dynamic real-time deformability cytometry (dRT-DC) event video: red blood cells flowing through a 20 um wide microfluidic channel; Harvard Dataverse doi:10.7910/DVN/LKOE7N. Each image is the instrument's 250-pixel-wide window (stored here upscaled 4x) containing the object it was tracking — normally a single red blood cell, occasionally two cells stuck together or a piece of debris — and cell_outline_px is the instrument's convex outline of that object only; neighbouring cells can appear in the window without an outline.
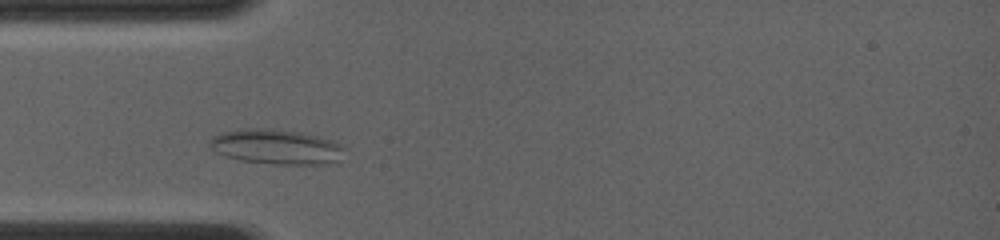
{"species": "common noctule bat (a hibernating species)", "species_latin": "Nyctalus noctula", "temperature_condition": "room temperature", "stored_images_in_passage": 43, "camera_frame_rate_fps": 4000, "um_per_image_px": 0.085, "animal": {"sex": "female", "body_mass_g": 19.0, "forearm_length_mm": 56.7}, "frame": {"image": 1, "passage_image": 7, "time_ms": 1.5, "image_size_px": [1000, 240], "cell_outline_px": [[348, 148], [340, 160], [320, 164], [272, 164], [240, 160], [224, 156], [208, 148], [208, 140], [212, 136], [224, 132], [244, 128], [264, 128], [300, 132], [332, 140]], "centroid_in_image_um": [23.47, 12.48], "position_along_channel_um": 61.5, "area_um2": 27.69}}
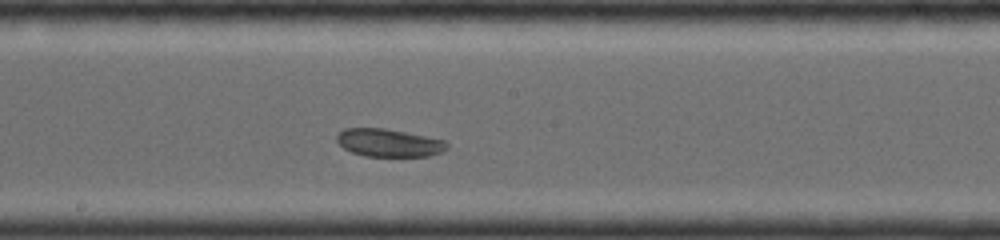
{"frame": {"image": 2, "passage_image": 22, "time_ms": 5.25, "image_size_px": [1000, 240], "cell_outline_px": [[448, 148], [440, 152], [428, 156], [364, 156], [352, 152], [344, 148], [336, 140], [336, 136], [344, 128], [384, 128], [444, 140], [448, 144]], "centroid_in_image_um": [33.03, 12.14], "position_along_channel_um": 215.2, "area_um2": 17.69}}
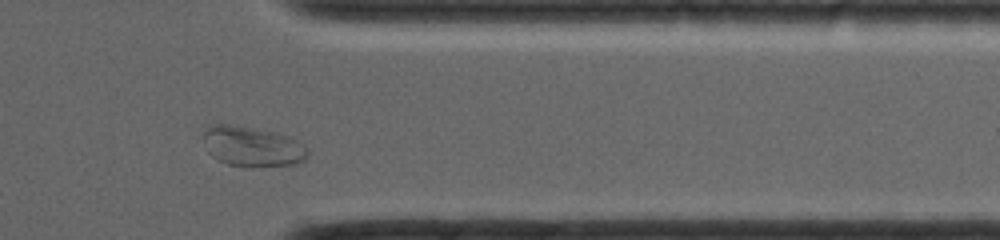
{"frame": {"image": 3, "passage_image": 39, "time_ms": 9.5, "image_size_px": [1000, 240], "cell_outline_px": [[308, 156], [304, 160], [296, 164], [252, 168], [248, 168], [228, 164], [216, 160], [208, 152], [204, 136], [204, 128], [208, 124], [228, 124], [276, 132], [300, 140], [308, 148]], "centroid_in_image_um": [21.47, 12.47], "position_along_channel_um": 389.9, "area_um2": 24.91}}